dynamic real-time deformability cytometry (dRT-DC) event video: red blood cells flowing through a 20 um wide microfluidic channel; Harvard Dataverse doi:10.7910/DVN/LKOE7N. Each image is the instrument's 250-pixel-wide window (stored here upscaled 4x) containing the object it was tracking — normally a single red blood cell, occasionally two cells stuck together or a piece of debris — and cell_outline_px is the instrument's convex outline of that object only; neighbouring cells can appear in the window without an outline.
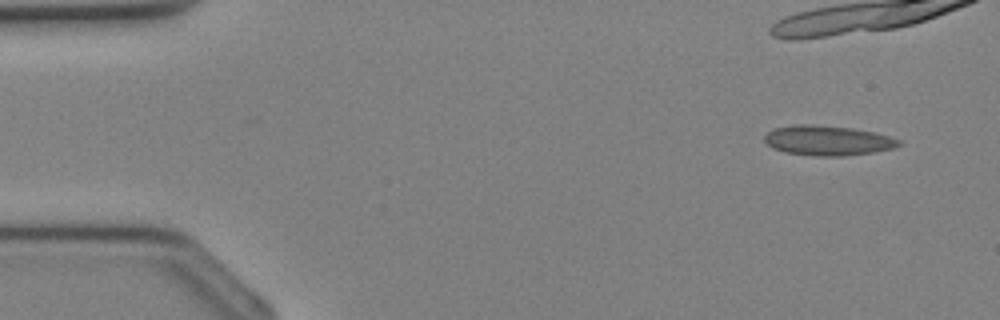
{"species": "Egyptian fruit bat (a non-hibernating species)", "species_latin": "Rousettus aegyptiacus", "temperature_condition": "cold", "stored_images_in_passage": 12, "camera_frame_rate_fps": 3000, "um_per_image_px": 0.085, "animal": {"sex": "female"}, "frame": {"image": 1, "passage_image": 1, "time_ms": 0.0, "image_size_px": [1000, 320], "cell_outline_px": [[904, 144], [896, 148], [876, 152], [840, 156], [820, 156], [784, 152], [772, 148], [764, 140], [764, 136], [768, 132], [776, 128], [792, 124], [812, 124], [852, 128], [876, 132], [900, 140]], "centroid_in_image_um": [70.4, 11.94], "position_along_channel_um": 14.6, "area_um2": 23.58}}